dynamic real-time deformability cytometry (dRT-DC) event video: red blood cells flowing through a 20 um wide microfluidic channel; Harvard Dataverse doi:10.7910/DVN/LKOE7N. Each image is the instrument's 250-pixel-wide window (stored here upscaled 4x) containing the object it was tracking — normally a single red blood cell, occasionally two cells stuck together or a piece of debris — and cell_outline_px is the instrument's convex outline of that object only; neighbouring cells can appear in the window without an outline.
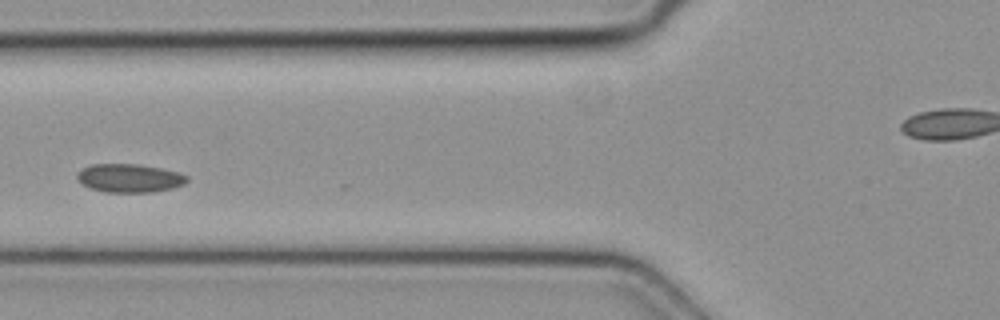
{"species": "common noctule bat (a hibernating species)", "species_latin": "Nyctalus noctula", "temperature_condition": "cold", "stored_images_in_passage": 4, "camera_frame_rate_fps": 3000, "um_per_image_px": 0.085, "animal": {"sex": "female", "body_mass_g": 19.3, "forearm_length_mm": 54.1}, "frame": {"image": 1, "passage_image": 4, "time_ms": 1.0, "image_size_px": [1000, 320], "cell_outline_px": [[188, 180], [184, 184], [172, 188], [152, 192], [104, 192], [88, 188], [76, 176], [76, 172], [92, 164], [140, 164], [180, 172], [188, 176]], "centroid_in_image_um": [11.02, 15.14], "position_along_channel_um": 114.8, "area_um2": 18.26}}